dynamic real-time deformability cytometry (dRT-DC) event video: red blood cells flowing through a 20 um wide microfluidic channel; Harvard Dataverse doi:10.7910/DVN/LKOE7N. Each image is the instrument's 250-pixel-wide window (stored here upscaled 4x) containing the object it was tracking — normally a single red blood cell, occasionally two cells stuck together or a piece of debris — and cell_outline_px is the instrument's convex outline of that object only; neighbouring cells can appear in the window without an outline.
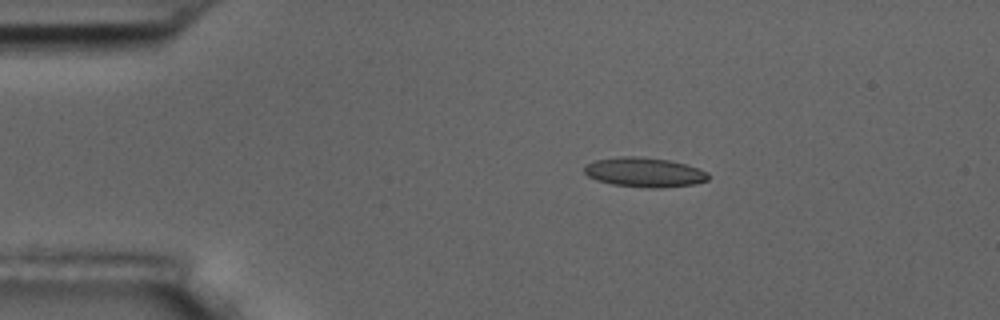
{"species": "common noctule bat (a hibernating species)", "species_latin": "Nyctalus noctula", "temperature_condition": "room temperature", "stored_images_in_passage": 5, "camera_frame_rate_fps": 3000, "um_per_image_px": 0.085, "animal": {"sex": "male", "body_mass_g": 17.5, "forearm_length_mm": 52.3}, "frame": {"image": 1, "passage_image": 3, "time_ms": 2.333, "image_size_px": [1000, 320], "cell_outline_px": [[708, 180], [696, 184], [660, 188], [652, 188], [612, 184], [596, 180], [588, 176], [584, 172], [584, 164], [596, 160], [620, 156], [640, 156], [668, 160], [684, 164], [708, 172]], "centroid_in_image_um": [54.75, 14.64], "position_along_channel_um": 30.3, "area_um2": 21.33}}